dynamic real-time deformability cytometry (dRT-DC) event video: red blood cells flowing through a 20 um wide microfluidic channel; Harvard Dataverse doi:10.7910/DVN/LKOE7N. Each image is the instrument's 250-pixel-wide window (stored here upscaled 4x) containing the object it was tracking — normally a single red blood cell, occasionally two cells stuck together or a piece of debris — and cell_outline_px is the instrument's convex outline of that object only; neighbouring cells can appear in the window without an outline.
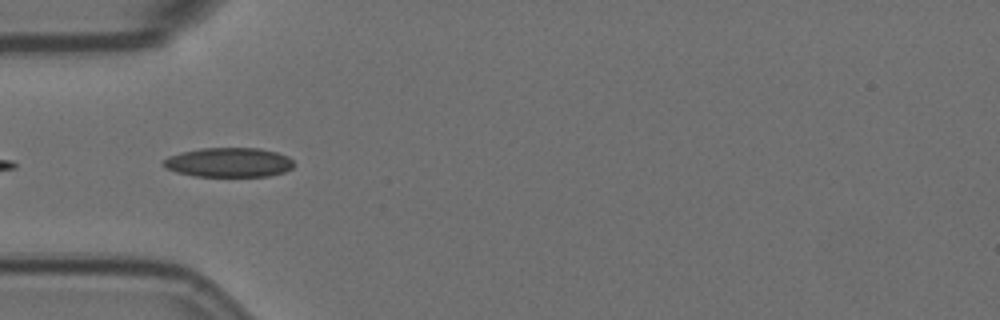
{"species": "Egyptian fruit bat (a non-hibernating species)", "species_latin": "Rousettus aegyptiacus", "temperature_condition": "room temperature", "stored_images_in_passage": 9, "camera_frame_rate_fps": 3000, "um_per_image_px": 0.085, "animal": {"sex": "female"}, "frame": {"image": 1, "passage_image": 2, "time_ms": 0.333, "image_size_px": [1000, 320], "cell_outline_px": [[292, 168], [284, 172], [268, 176], [196, 176], [176, 172], [164, 168], [160, 164], [168, 156], [180, 152], [200, 148], [260, 148], [276, 152], [288, 156], [292, 160]], "centroid_in_image_um": [19.4, 13.8], "position_along_channel_um": 65.6, "area_um2": 22.48}}